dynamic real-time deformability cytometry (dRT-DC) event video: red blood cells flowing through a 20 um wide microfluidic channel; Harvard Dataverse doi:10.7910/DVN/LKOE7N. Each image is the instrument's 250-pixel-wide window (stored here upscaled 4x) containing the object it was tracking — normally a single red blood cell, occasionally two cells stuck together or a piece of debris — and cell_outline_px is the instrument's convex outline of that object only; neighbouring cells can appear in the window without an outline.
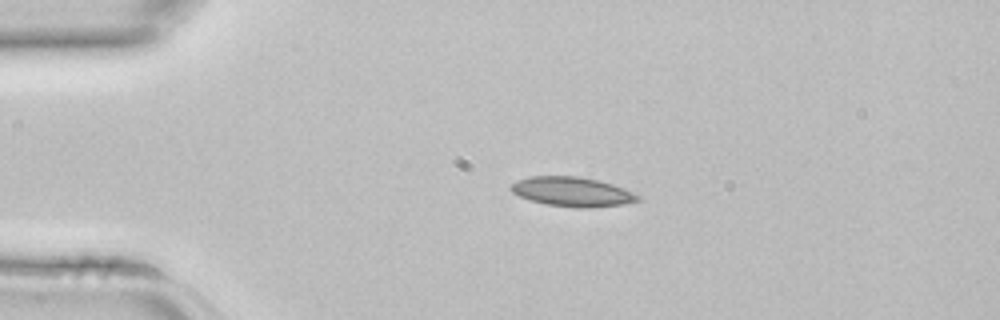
{"species": "common noctule bat (a hibernating species)", "species_latin": "Nyctalus noctula", "temperature_condition": "room temperature", "stored_images_in_passage": 3, "camera_frame_rate_fps": 3000, "um_per_image_px": 0.085, "animal": {"sex": "female", "body_mass_g": 22.7, "forearm_length_mm": 54.2}, "frame": {"image": 1, "passage_image": 2, "time_ms": 0.333, "image_size_px": [1000, 320], "cell_outline_px": [[640, 200], [620, 204], [588, 208], [576, 208], [544, 204], [520, 196], [512, 192], [508, 188], [516, 180], [528, 176], [576, 176], [600, 180], [624, 188], [640, 196]], "centroid_in_image_um": [48.61, 16.29], "position_along_channel_um": 36.4, "area_um2": 21.79}}
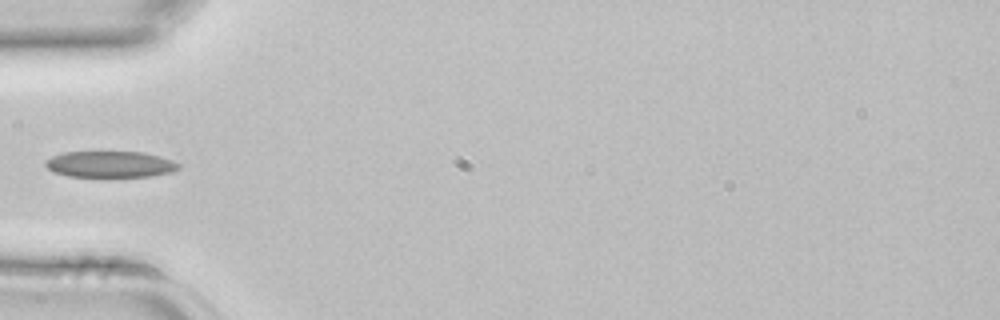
{"frame": {"image": 2, "passage_image": 3, "time_ms": 0.667, "image_size_px": [1000, 320], "cell_outline_px": [[180, 168], [172, 172], [152, 176], [108, 180], [68, 176], [52, 172], [44, 164], [44, 160], [52, 156], [64, 152], [144, 152], [160, 156], [172, 160], [180, 164]], "centroid_in_image_um": [9.36, 14.02], "position_along_channel_um": 75.6, "area_um2": 21.62}}